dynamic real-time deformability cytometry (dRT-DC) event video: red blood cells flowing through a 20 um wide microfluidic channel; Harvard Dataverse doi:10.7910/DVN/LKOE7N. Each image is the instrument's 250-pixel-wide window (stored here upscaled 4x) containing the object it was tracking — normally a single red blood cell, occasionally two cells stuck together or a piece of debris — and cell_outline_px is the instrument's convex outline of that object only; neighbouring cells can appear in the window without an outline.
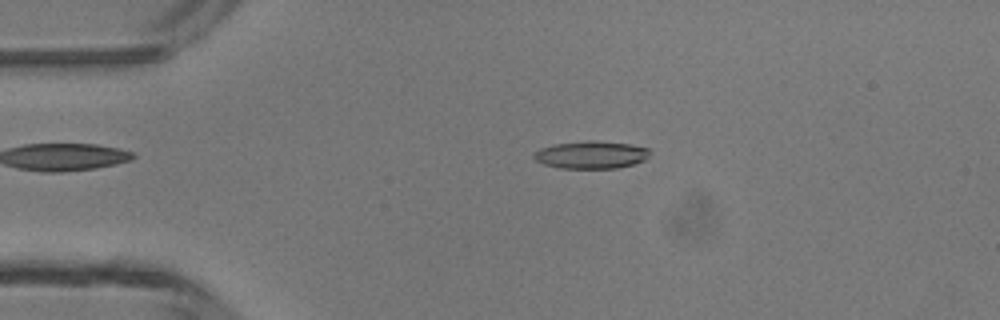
{"species": "common noctule bat (a hibernating species)", "species_latin": "Nyctalus noctula", "temperature_condition": "room temperature", "stored_images_in_passage": 4, "camera_frame_rate_fps": 3000, "um_per_image_px": 0.085, "animal": {"sex": "male", "body_mass_g": 13.3}, "frame": {"image": 1, "passage_image": 3, "time_ms": 2.0, "image_size_px": [1000, 320], "cell_outline_px": [[652, 152], [644, 160], [632, 164], [616, 168], [560, 168], [544, 164], [536, 160], [532, 156], [540, 148], [552, 144], [584, 140], [596, 140], [632, 144], [648, 148]], "centroid_in_image_um": [50.25, 13.14], "position_along_channel_um": 34.7, "area_um2": 18.79}}